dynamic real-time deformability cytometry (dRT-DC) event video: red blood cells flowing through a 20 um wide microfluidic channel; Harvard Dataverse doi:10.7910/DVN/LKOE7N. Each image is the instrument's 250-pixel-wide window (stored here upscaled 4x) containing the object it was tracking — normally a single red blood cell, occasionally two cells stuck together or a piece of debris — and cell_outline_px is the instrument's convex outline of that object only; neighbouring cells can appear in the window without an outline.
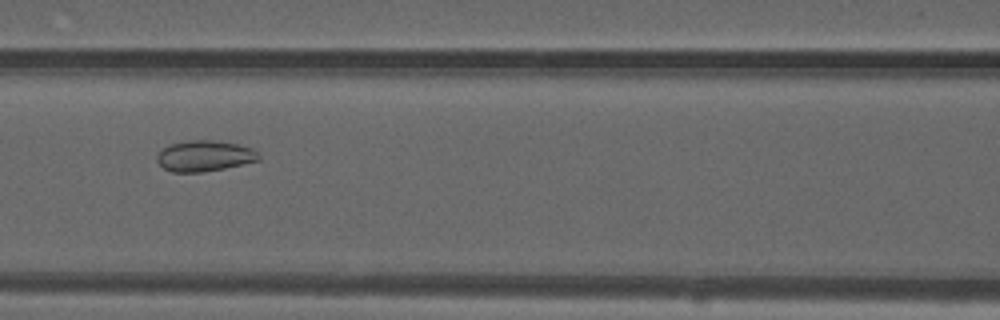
{"species": "common noctule bat (a hibernating species)", "species_latin": "Nyctalus noctula", "temperature_condition": "warm", "stored_images_in_passage": 39, "camera_frame_rate_fps": 3000, "um_per_image_px": 0.085, "animal": {"sex": "male", "forearm_length_mm": 52.5}, "frame": {"image": 1, "passage_image": 8, "time_ms": 2.333, "image_size_px": [1000, 320], "cell_outline_px": [[260, 160], [224, 168], [200, 172], [172, 172], [164, 168], [156, 160], [156, 156], [168, 144], [192, 140], [208, 140], [236, 144], [252, 148], [260, 156]], "centroid_in_image_um": [17.36, 13.26], "position_along_channel_um": 149.2, "area_um2": 18.03}}
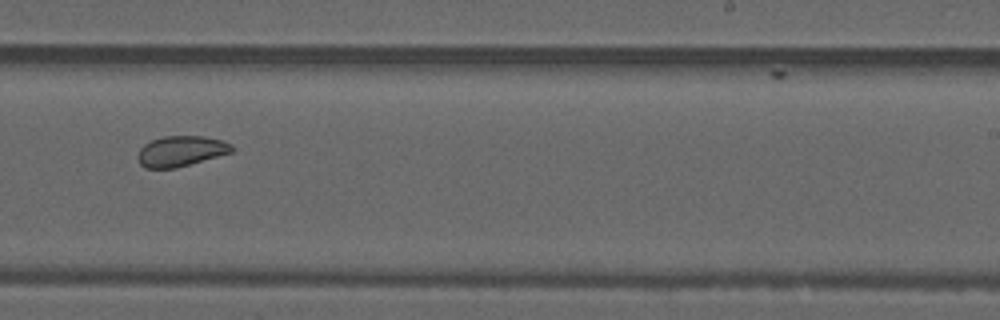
{"frame": {"image": 2, "passage_image": 18, "time_ms": 5.667, "image_size_px": [1000, 320], "cell_outline_px": [[236, 148], [232, 152], [176, 168], [144, 168], [140, 164], [136, 156], [140, 148], [144, 144], [152, 140], [164, 136], [204, 136], [220, 140], [232, 144]], "centroid_in_image_um": [15.36, 12.85], "position_along_channel_um": 273.6, "area_um2": 16.76}}
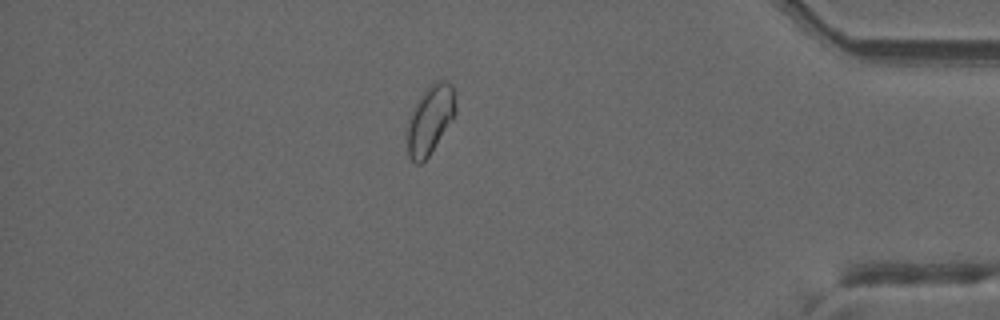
{"frame": {"image": 3, "passage_image": 31, "time_ms": 10.0, "image_size_px": [1000, 320], "cell_outline_px": [[456, 112], [452, 120], [428, 156], [420, 164], [416, 164], [408, 156], [408, 120], [412, 108], [416, 100], [436, 80], [448, 80], [452, 84], [456, 104]], "centroid_in_image_um": [36.56, 10.14], "position_along_channel_um": 398.6, "area_um2": 19.19}}